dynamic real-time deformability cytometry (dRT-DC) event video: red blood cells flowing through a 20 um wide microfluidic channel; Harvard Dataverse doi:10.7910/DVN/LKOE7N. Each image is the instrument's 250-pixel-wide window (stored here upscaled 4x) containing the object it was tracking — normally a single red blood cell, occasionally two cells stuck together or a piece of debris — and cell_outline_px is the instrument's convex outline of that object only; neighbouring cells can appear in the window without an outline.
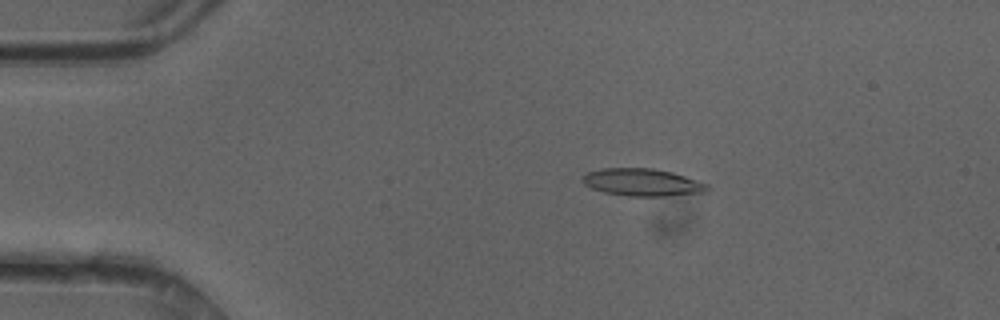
{"species": "common noctule bat (a hibernating species)", "species_latin": "Nyctalus noctula", "temperature_condition": "cold", "stored_images_in_passage": 48, "camera_frame_rate_fps": 3000, "um_per_image_px": 0.085, "animal": {"sex": "female"}, "frame": {"image": 1, "passage_image": 9, "time_ms": 2.667, "image_size_px": [1000, 320], "cell_outline_px": [[712, 188], [708, 192], [668, 196], [628, 196], [604, 192], [592, 188], [584, 184], [580, 180], [580, 176], [584, 172], [600, 168], [652, 168], [672, 172], [708, 184]], "centroid_in_image_um": [54.57, 15.49], "position_along_channel_um": 30.4, "area_um2": 20.29}}
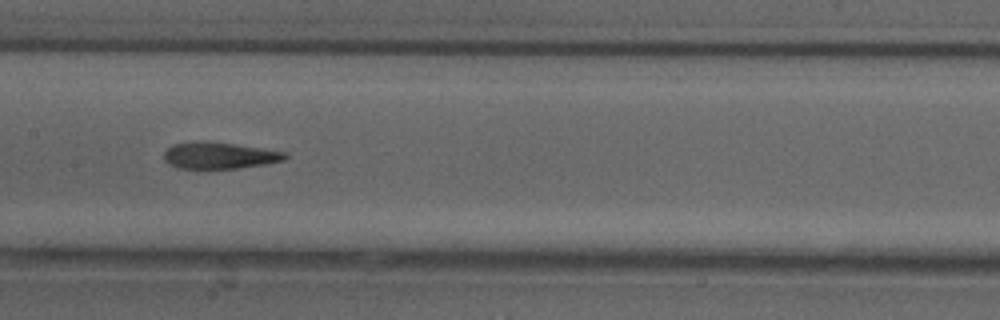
{"frame": {"image": 2, "passage_image": 24, "time_ms": 7.667, "image_size_px": [1000, 320], "cell_outline_px": [[288, 156], [284, 160], [264, 164], [240, 168], [180, 168], [168, 164], [164, 160], [164, 152], [172, 144], [196, 140], [236, 144], [288, 152]], "centroid_in_image_um": [18.64, 13.2], "position_along_channel_um": 188.8, "area_um2": 18.84}}
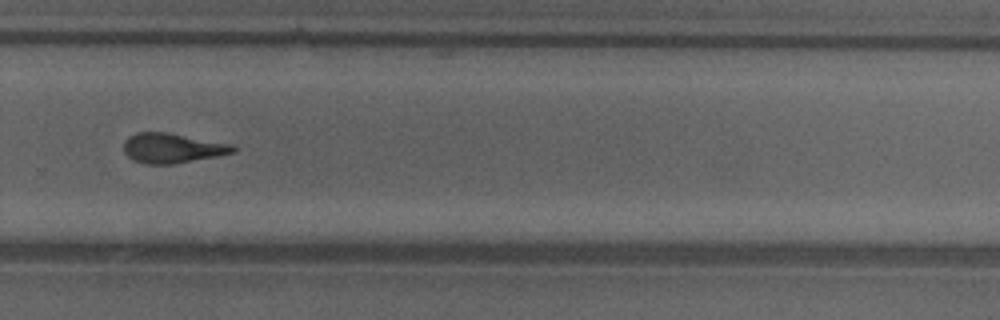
{"frame": {"image": 3, "passage_image": 33, "time_ms": 10.667, "image_size_px": [1000, 320], "cell_outline_px": [[240, 148], [236, 152], [216, 156], [172, 164], [144, 164], [132, 160], [124, 152], [124, 140], [128, 136], [136, 132], [168, 132], [232, 144]], "centroid_in_image_um": [14.64, 12.58], "position_along_channel_um": 315.2, "area_um2": 19.19}, "authors_computed_cell_mechanics": {"area_um2": 19.4497, "velocity_mm_per_s": 4.2351, "shape_relaxation_time_tau1_ms": 8.2814, "shape_relaxation_time_tau2_ms": 2.9531, "deformation_change_tau1": 0.2509, "deformation_change_tau2": 0.131}}